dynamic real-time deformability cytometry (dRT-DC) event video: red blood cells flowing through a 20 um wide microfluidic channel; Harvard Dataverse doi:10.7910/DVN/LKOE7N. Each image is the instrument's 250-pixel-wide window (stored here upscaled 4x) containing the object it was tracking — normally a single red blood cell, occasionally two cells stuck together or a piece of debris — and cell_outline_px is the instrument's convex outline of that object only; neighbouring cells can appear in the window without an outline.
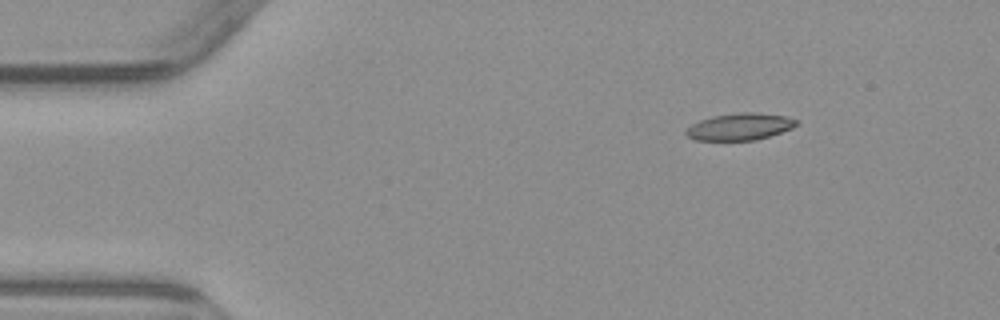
{"species": "common noctule bat (a hibernating species)", "species_latin": "Nyctalus noctula", "temperature_condition": "warm", "stored_images_in_passage": 3, "camera_frame_rate_fps": 3000, "um_per_image_px": 0.085, "animal": {"sex": "male", "body_mass_g": 23.1, "forearm_length_mm": 52.7}, "frame": {"image": 1, "passage_image": 3, "time_ms": 2.333, "image_size_px": [1000, 320], "cell_outline_px": [[796, 124], [792, 128], [756, 140], [696, 140], [688, 136], [684, 132], [692, 124], [700, 120], [712, 116], [740, 112], [756, 112], [788, 116], [796, 120]], "centroid_in_image_um": [62.87, 10.76], "position_along_channel_um": 22.1, "area_um2": 17.17}}